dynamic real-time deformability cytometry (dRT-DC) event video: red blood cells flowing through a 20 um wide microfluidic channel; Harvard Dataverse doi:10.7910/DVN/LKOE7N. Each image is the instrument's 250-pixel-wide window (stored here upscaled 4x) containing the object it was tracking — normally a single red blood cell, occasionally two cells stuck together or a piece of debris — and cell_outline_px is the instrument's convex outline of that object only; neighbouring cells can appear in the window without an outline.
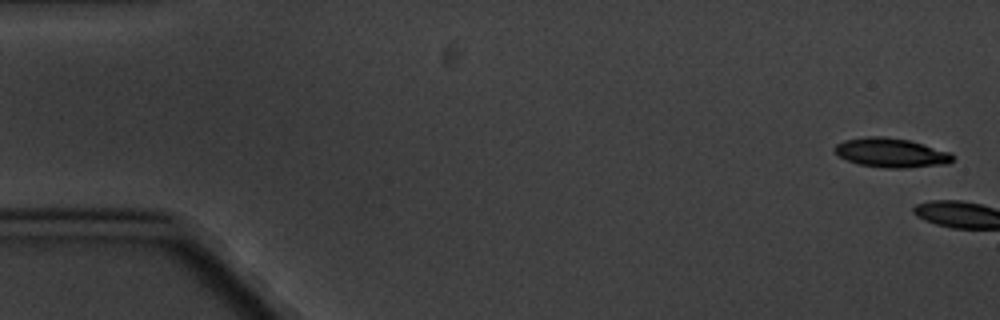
{"species": "common noctule bat (a hibernating species)", "species_latin": "Nyctalus noctula", "temperature_condition": "cold", "stored_images_in_passage": 2, "camera_frame_rate_fps": 3000, "um_per_image_px": 0.085, "animal": {"sex": "male", "body_mass_g": 20.1, "forearm_length_mm": 53.5}, "frame": {"image": 1, "passage_image": 1, "time_ms": 0.0, "image_size_px": [1000, 320], "cell_outline_px": [[956, 156], [948, 164], [908, 168], [884, 168], [860, 164], [848, 160], [840, 156], [832, 148], [836, 144], [844, 140], [868, 136], [884, 136], [908, 140], [924, 144], [952, 152]], "centroid_in_image_um": [75.8, 12.98], "position_along_channel_um": 9.2, "area_um2": 20.29}}